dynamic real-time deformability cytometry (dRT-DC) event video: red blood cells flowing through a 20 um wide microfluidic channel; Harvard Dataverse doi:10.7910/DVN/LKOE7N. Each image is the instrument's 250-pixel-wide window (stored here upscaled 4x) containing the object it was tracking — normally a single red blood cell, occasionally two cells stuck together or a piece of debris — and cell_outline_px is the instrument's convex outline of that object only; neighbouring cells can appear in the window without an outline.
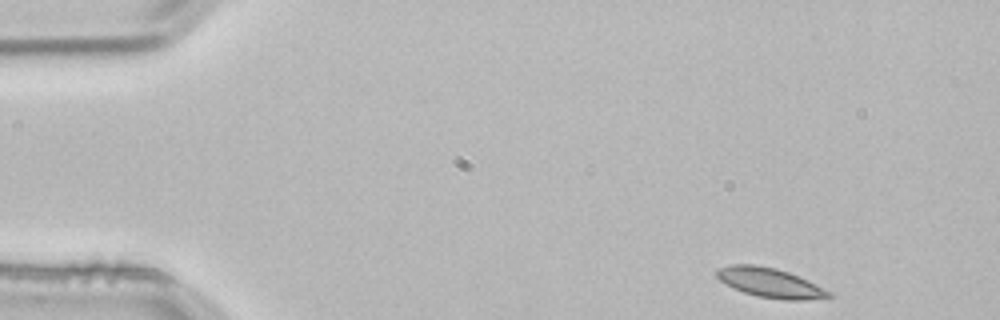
{"species": "common noctule bat (a hibernating species)", "species_latin": "Nyctalus noctula", "temperature_condition": "room temperature", "stored_images_in_passage": 2, "camera_frame_rate_fps": 3000, "um_per_image_px": 0.085, "animal": {"sex": "male", "body_mass_g": 21.5, "forearm_length_mm": 52.0}, "frame": {"image": 1, "passage_image": 1, "time_ms": 0.0, "image_size_px": [1000, 320], "cell_outline_px": [[836, 296], [804, 300], [784, 300], [756, 296], [744, 292], [720, 280], [716, 276], [716, 272], [720, 268], [728, 264], [752, 264], [776, 268], [788, 272], [808, 280], [832, 292]], "centroid_in_image_um": [65.5, 24.03], "position_along_channel_um": 19.5, "area_um2": 19.19}}